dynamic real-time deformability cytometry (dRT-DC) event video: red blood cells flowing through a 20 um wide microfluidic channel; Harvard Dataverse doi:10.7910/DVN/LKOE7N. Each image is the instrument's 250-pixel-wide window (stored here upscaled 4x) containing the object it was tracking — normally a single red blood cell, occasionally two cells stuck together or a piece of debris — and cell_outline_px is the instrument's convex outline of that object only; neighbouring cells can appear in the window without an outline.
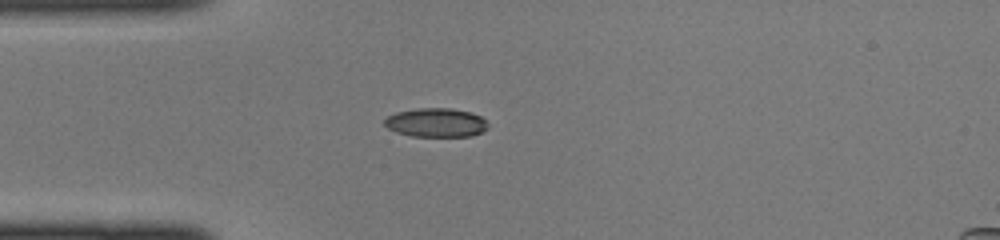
{"species": "common noctule bat (a hibernating species)", "species_latin": "Nyctalus noctula", "temperature_condition": "cold", "stored_images_in_passage": 33, "camera_frame_rate_fps": 3000, "um_per_image_px": 0.085, "animal": {"sex": "female", "body_mass_g": 22.0, "forearm_length_mm": 56.7}, "frame": {"image": 1, "passage_image": 1, "time_ms": 0.0, "image_size_px": [1000, 240], "cell_outline_px": [[488, 128], [484, 132], [472, 136], [412, 136], [396, 132], [388, 128], [384, 124], [384, 120], [388, 116], [396, 112], [416, 108], [452, 108], [472, 112], [488, 120]], "centroid_in_image_um": [37.11, 10.41], "position_along_channel_um": 47.9, "area_um2": 17.69}}
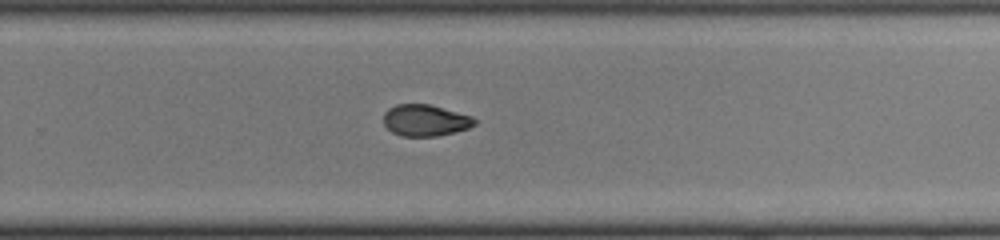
{"frame": {"image": 2, "passage_image": 18, "time_ms": 5.667, "image_size_px": [1000, 240], "cell_outline_px": [[476, 124], [468, 128], [436, 136], [400, 136], [392, 132], [384, 124], [384, 112], [388, 108], [396, 104], [428, 104], [472, 116], [476, 120]], "centroid_in_image_um": [36.12, 10.22], "position_along_channel_um": 293.7, "area_um2": 16.59}}
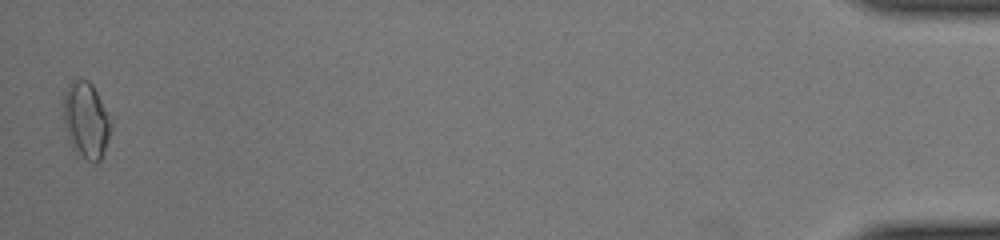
{"frame": {"image": 3, "passage_image": 33, "time_ms": 10.667, "image_size_px": [1000, 240], "cell_outline_px": [[112, 128], [104, 152], [100, 160], [96, 164], [92, 164], [72, 148], [68, 140], [64, 124], [64, 92], [68, 84], [72, 80], [88, 80], [92, 84], [112, 116]], "centroid_in_image_um": [7.35, 10.23], "position_along_channel_um": 427.8, "area_um2": 21.56}}